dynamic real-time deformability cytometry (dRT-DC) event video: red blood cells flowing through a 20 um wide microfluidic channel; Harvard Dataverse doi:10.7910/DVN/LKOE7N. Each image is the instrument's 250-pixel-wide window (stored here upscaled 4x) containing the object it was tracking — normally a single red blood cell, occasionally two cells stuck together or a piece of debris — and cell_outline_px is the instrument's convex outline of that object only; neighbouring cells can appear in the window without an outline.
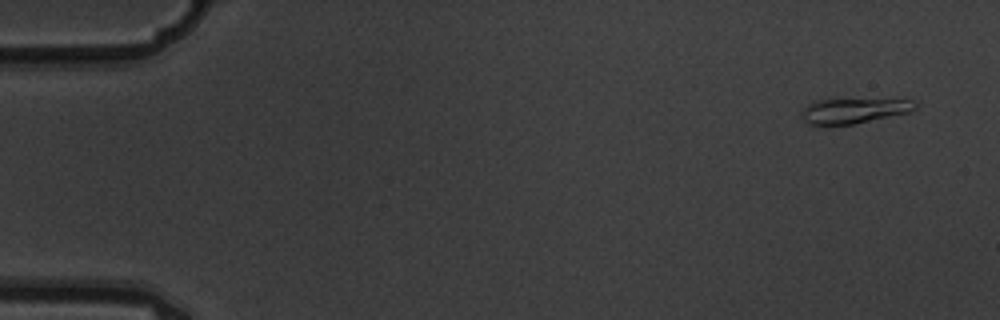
{"species": "common noctule bat (a hibernating species)", "species_latin": "Nyctalus noctula", "temperature_condition": "warm", "stored_images_in_passage": 6, "camera_frame_rate_fps": 3000, "um_per_image_px": 0.085, "animal": {"sex": "male", "body_mass_g": 19.5, "forearm_length_mm": 54.6}, "frame": {"image": 1, "passage_image": 1, "time_ms": 0.0, "image_size_px": [1000, 320], "cell_outline_px": [[916, 108], [912, 112], [852, 124], [816, 128], [808, 124], [804, 120], [800, 112], [808, 104], [816, 100], [912, 100], [916, 104]], "centroid_in_image_um": [72.48, 9.46], "position_along_channel_um": 12.5, "area_um2": 16.82}}
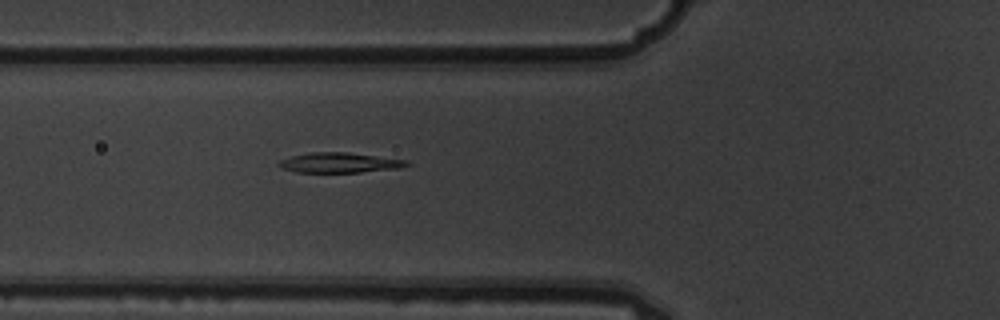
{"frame": {"image": 2, "passage_image": 6, "time_ms": 1.667, "image_size_px": [1000, 320], "cell_outline_px": [[412, 164], [400, 168], [360, 172], [296, 172], [280, 168], [276, 164], [280, 160], [292, 156], [312, 152], [348, 152], [408, 160]], "centroid_in_image_um": [28.87, 13.83], "position_along_channel_um": 96.9, "area_um2": 15.03}}